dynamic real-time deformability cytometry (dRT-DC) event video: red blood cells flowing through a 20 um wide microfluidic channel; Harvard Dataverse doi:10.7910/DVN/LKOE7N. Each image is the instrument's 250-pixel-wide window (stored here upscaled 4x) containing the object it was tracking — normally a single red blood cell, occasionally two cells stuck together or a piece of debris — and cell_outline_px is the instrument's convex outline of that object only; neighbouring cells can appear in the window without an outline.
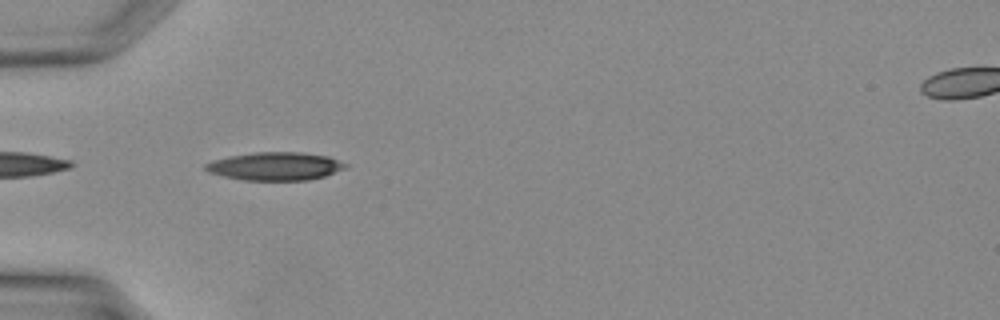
{"species": "Egyptian fruit bat (a non-hibernating species)", "species_latin": "Rousettus aegyptiacus", "temperature_condition": "warm", "stored_images_in_passage": 27, "camera_frame_rate_fps": 3000, "um_per_image_px": 0.085, "animal": {"sex": "female"}, "frame": {"image": 1, "passage_image": 4, "time_ms": 1.0, "image_size_px": [1000, 320], "cell_outline_px": [[348, 168], [324, 176], [308, 180], [244, 180], [224, 176], [208, 172], [204, 168], [204, 164], [212, 160], [228, 156], [256, 152], [300, 152], [328, 156], [348, 164]], "centroid_in_image_um": [23.4, 14.12], "position_along_channel_um": 61.6, "area_um2": 23.0}}
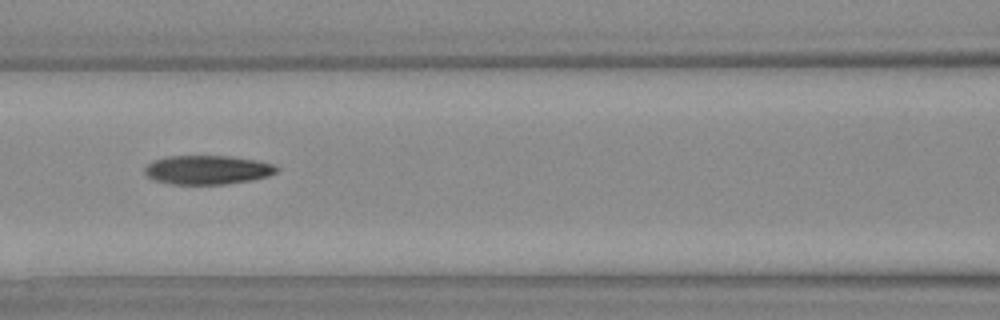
{"frame": {"image": 2, "passage_image": 9, "time_ms": 2.667, "image_size_px": [1000, 320], "cell_outline_px": [[280, 168], [276, 172], [268, 176], [252, 180], [224, 184], [172, 184], [152, 180], [144, 172], [144, 168], [148, 164], [156, 160], [168, 156], [228, 156], [252, 160], [272, 164]], "centroid_in_image_um": [17.61, 14.45], "position_along_channel_um": 149.0, "area_um2": 22.08}}
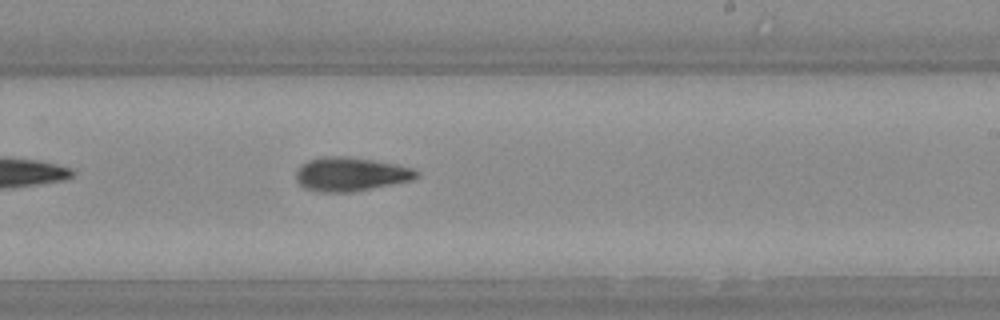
{"frame": {"image": 3, "passage_image": 15, "time_ms": 4.667, "image_size_px": [1000, 320], "cell_outline_px": [[420, 176], [412, 180], [352, 192], [320, 192], [304, 188], [296, 180], [296, 168], [308, 160], [324, 156], [340, 156], [372, 160], [412, 168], [420, 172]], "centroid_in_image_um": [29.77, 14.81], "position_along_channel_um": 259.2, "area_um2": 23.64}}